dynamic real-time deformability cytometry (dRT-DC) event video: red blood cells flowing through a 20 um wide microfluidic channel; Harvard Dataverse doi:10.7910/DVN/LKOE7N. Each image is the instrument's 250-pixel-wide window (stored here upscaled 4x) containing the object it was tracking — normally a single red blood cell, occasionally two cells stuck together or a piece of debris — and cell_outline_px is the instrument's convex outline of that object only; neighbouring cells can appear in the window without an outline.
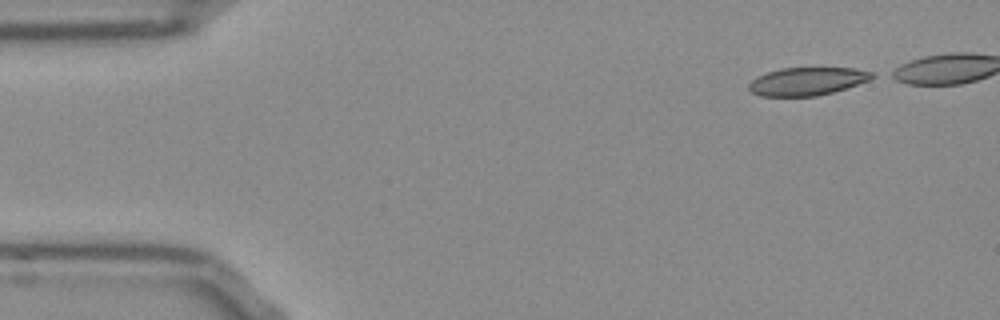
{"species": "Egyptian fruit bat (a non-hibernating species)", "species_latin": "Rousettus aegyptiacus", "temperature_condition": "room temperature", "stored_images_in_passage": 39, "camera_frame_rate_fps": 3000, "um_per_image_px": 0.085, "frame": {"image": 1, "passage_image": 1, "time_ms": 0.0, "image_size_px": [1000, 320], "cell_outline_px": [[876, 76], [868, 80], [832, 92], [816, 96], [760, 96], [752, 92], [748, 88], [748, 84], [756, 76], [780, 68], [856, 68], [872, 72]], "centroid_in_image_um": [68.57, 6.91], "position_along_channel_um": 16.4, "area_um2": 19.94}}
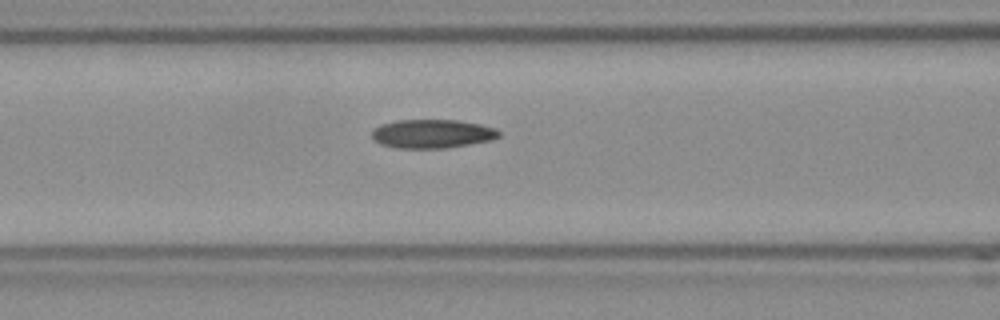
{"frame": {"image": 2, "passage_image": 17, "time_ms": 5.333, "image_size_px": [1000, 320], "cell_outline_px": [[500, 136], [492, 140], [448, 148], [396, 148], [380, 144], [372, 140], [372, 128], [380, 124], [396, 120], [456, 120], [480, 124], [496, 128], [500, 132]], "centroid_in_image_um": [36.71, 11.37], "position_along_channel_um": 129.9, "area_um2": 21.56}}